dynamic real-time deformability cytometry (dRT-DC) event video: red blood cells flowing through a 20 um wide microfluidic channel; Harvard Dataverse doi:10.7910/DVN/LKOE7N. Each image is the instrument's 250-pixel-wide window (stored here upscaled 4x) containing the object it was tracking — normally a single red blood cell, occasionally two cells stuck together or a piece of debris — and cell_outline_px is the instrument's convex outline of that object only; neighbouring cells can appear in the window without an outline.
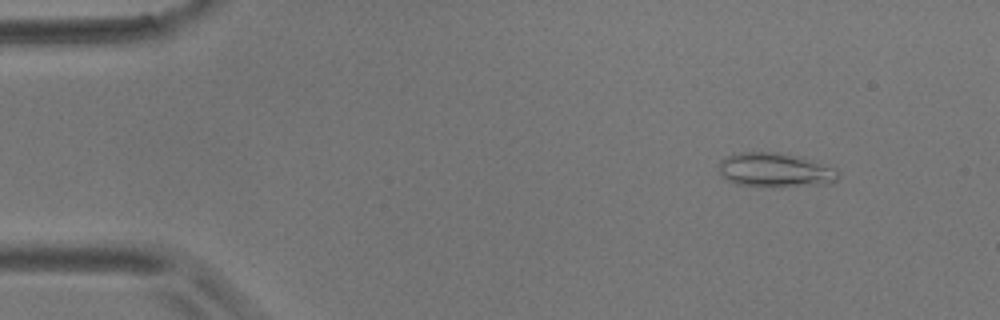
{"species": "common noctule bat (a hibernating species)", "species_latin": "Nyctalus noctula", "temperature_condition": "room temperature", "stored_images_in_passage": 4, "camera_frame_rate_fps": 3000, "um_per_image_px": 0.085, "animal": {"sex": "male", "body_mass_g": 17.9}, "frame": {"image": 1, "passage_image": 1, "time_ms": 0.0, "image_size_px": [1000, 320], "cell_outline_px": [[840, 176], [832, 184], [772, 188], [736, 184], [728, 180], [720, 172], [720, 160], [736, 152], [780, 152], [804, 156], [836, 168], [840, 172]], "centroid_in_image_um": [65.98, 14.46], "position_along_channel_um": 19.0, "area_um2": 24.68}}